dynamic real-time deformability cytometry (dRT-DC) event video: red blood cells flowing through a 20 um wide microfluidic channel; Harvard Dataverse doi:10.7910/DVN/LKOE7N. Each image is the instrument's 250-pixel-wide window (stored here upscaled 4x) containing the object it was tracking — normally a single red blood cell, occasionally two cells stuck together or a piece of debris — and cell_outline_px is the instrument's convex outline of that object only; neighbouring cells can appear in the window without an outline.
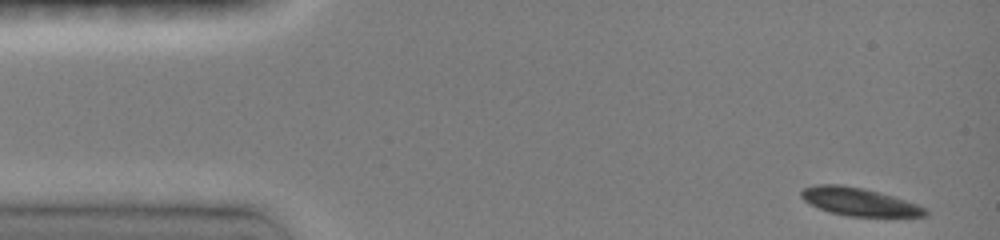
{"species": "common noctule bat (a hibernating species)", "species_latin": "Nyctalus noctula", "temperature_condition": "room temperature", "stored_images_in_passage": 10, "camera_frame_rate_fps": 3000, "um_per_image_px": 0.085, "animal": {"sex": "female", "body_mass_g": 19.0, "forearm_length_mm": 51.5}, "frame": {"image": 1, "passage_image": 1, "time_ms": 0.0, "image_size_px": [1000, 240], "cell_outline_px": [[928, 216], [848, 216], [828, 212], [804, 200], [800, 196], [800, 192], [804, 188], [816, 184], [840, 184], [864, 188], [892, 196], [928, 208]], "centroid_in_image_um": [73.02, 17.14], "position_along_channel_um": 12.0, "area_um2": 20.06}}